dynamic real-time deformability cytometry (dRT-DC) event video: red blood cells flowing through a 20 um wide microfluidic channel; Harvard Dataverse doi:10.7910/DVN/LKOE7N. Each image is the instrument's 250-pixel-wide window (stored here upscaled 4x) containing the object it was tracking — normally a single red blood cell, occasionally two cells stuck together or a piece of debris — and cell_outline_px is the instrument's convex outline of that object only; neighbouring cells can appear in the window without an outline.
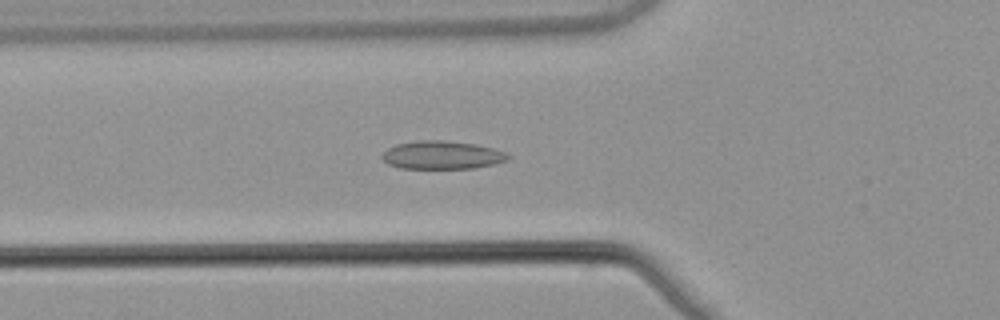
{"species": "common noctule bat (a hibernating species)", "species_latin": "Nyctalus noctula", "temperature_condition": "warm", "stored_images_in_passage": 48, "camera_frame_rate_fps": 3000, "um_per_image_px": 0.085, "animal": {"sex": "male", "body_mass_g": 21.5, "forearm_length_mm": 52.0}, "frame": {"image": 1, "passage_image": 14, "time_ms": 4.333, "image_size_px": [1000, 320], "cell_outline_px": [[512, 156], [508, 160], [492, 164], [472, 168], [400, 168], [388, 164], [380, 156], [388, 148], [396, 144], [416, 140], [444, 140], [476, 144], [492, 148], [504, 152]], "centroid_in_image_um": [37.55, 13.17], "position_along_channel_um": 88.2, "area_um2": 20.63}}
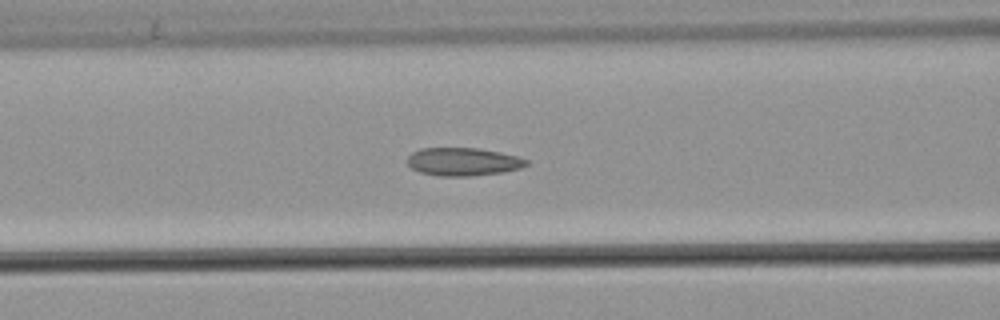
{"frame": {"image": 2, "passage_image": 17, "time_ms": 5.333, "image_size_px": [1000, 320], "cell_outline_px": [[528, 164], [520, 168], [504, 172], [472, 176], [440, 176], [420, 172], [412, 168], [408, 164], [408, 156], [412, 152], [420, 148], [476, 148], [500, 152], [516, 156], [528, 160]], "centroid_in_image_um": [39.36, 13.75], "position_along_channel_um": 127.2, "area_um2": 19.42}}
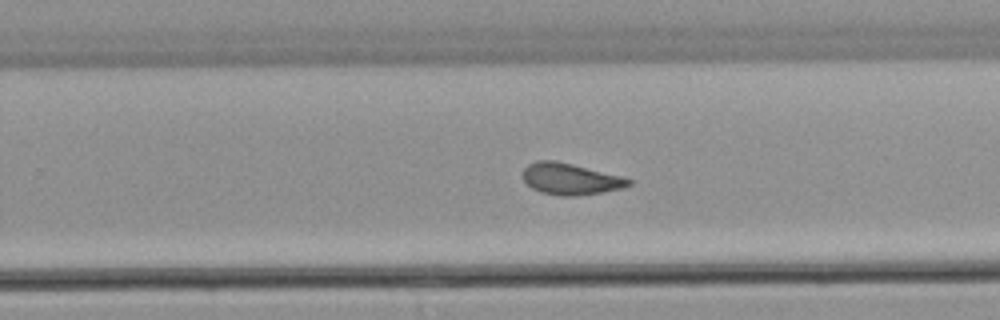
{"frame": {"image": 3, "passage_image": 29, "time_ms": 9.333, "image_size_px": [1000, 320], "cell_outline_px": [[632, 184], [624, 188], [604, 192], [576, 196], [560, 196], [540, 192], [532, 188], [524, 180], [524, 168], [528, 164], [536, 160], [556, 160], [620, 176], [632, 180]], "centroid_in_image_um": [48.49, 15.22], "position_along_channel_um": 281.3, "area_um2": 19.36}, "authors_computed_cell_mechanics": {"area_um2": 19.5653, "velocity_mm_per_s": 3.858, "shape_relaxation_time_tau1_ms": null, "shape_relaxation_time_tau2_ms": 1.7351, "deformation_change_tau1": null, "deformation_change_tau2": 0.0834}}